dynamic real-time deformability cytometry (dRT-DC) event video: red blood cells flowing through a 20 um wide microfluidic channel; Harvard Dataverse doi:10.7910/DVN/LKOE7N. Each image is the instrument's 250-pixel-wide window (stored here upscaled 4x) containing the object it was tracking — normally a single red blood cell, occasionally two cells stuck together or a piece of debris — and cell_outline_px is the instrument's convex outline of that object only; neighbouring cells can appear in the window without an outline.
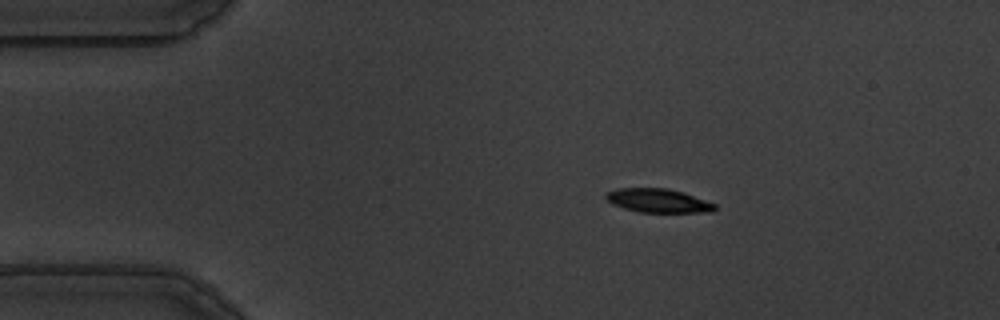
{"species": "common noctule bat (a hibernating species)", "species_latin": "Nyctalus noctula", "temperature_condition": "warm", "stored_images_in_passage": 47, "camera_frame_rate_fps": 3000, "um_per_image_px": 0.085, "animal": {"sex": "male", "body_mass_g": 19.5, "forearm_length_mm": 54.6}, "frame": {"image": 1, "passage_image": 1, "time_ms": 0.0, "image_size_px": [1000, 320], "cell_outline_px": [[716, 208], [712, 212], [640, 212], [624, 208], [612, 204], [604, 196], [608, 192], [616, 188], [668, 188], [716, 204]], "centroid_in_image_um": [55.91, 17.05], "position_along_channel_um": 29.1, "area_um2": 14.85}}
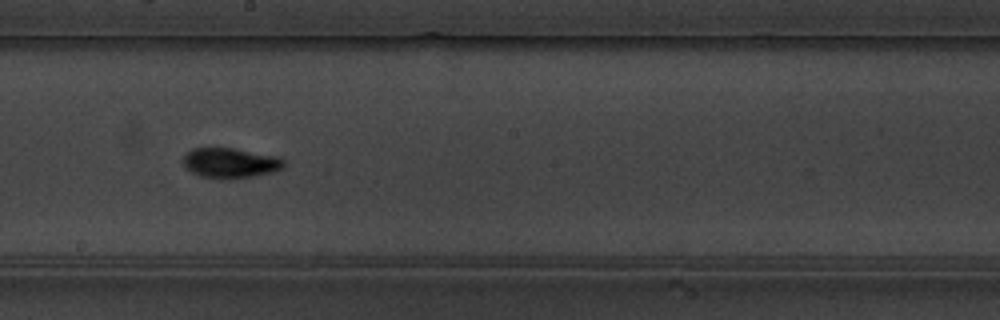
{"frame": {"image": 2, "passage_image": 22, "time_ms": 7.0, "image_size_px": [1000, 320], "cell_outline_px": [[284, 168], [272, 172], [256, 176], [200, 176], [184, 168], [184, 156], [192, 148], [232, 148], [276, 156], [284, 160]], "centroid_in_image_um": [19.59, 13.81], "position_along_channel_um": 228.6, "area_um2": 16.94}}
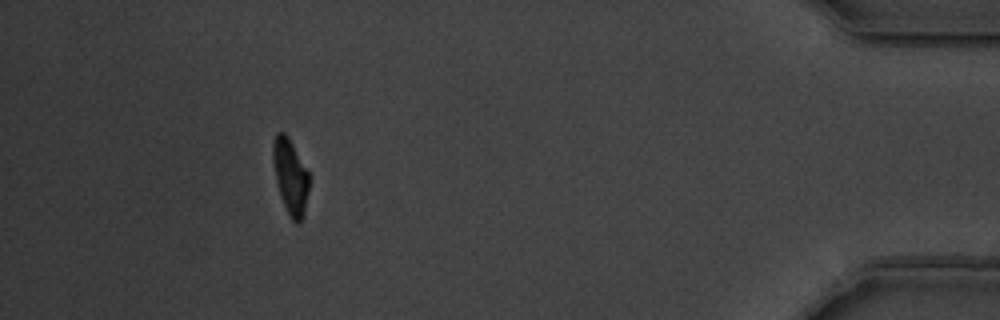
{"frame": {"image": 3, "passage_image": 42, "time_ms": 13.667, "image_size_px": [1000, 320], "cell_outline_px": [[308, 192], [304, 216], [300, 224], [296, 224], [292, 220], [280, 196], [276, 184], [272, 160], [272, 144], [276, 132], [284, 132], [288, 136], [308, 172]], "centroid_in_image_um": [24.66, 15.01], "position_along_channel_um": 410.5, "area_um2": 15.9}, "authors_computed_cell_mechanics": {"area_um2": 16.473, "velocity_mm_per_s": 3.6069, "shape_relaxation_time_tau1_ms": 3.0384, "shape_relaxation_time_tau2_ms": 2.0504, "deformation_change_tau1": 0.205, "deformation_change_tau2": 0.0719}}